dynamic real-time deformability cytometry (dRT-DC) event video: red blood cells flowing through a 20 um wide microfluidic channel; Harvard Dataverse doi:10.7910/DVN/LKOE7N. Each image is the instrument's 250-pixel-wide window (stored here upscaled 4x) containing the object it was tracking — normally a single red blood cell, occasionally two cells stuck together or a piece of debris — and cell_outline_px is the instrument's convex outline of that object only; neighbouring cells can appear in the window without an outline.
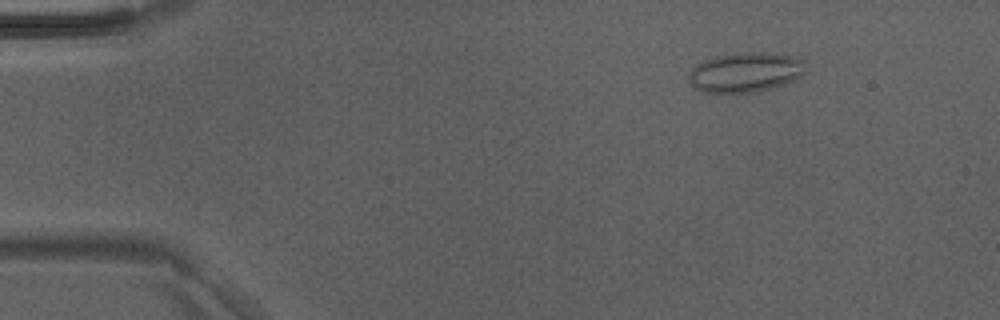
{"species": "Egyptian fruit bat (a non-hibernating species)", "species_latin": "Rousettus aegyptiacus", "temperature_condition": "room temperature", "stored_images_in_passage": 41, "camera_frame_rate_fps": 3000, "um_per_image_px": 0.085, "animal": {"sex": "male"}, "frame": {"image": 1, "passage_image": 1, "time_ms": 0.0, "image_size_px": [1000, 320], "cell_outline_px": [[804, 72], [800, 76], [792, 80], [772, 88], [752, 92], [700, 92], [688, 80], [688, 72], [696, 64], [704, 60], [716, 56], [752, 52], [764, 52], [792, 56], [804, 60]], "centroid_in_image_um": [63.32, 6.14], "position_along_channel_um": 21.7, "area_um2": 26.76}}
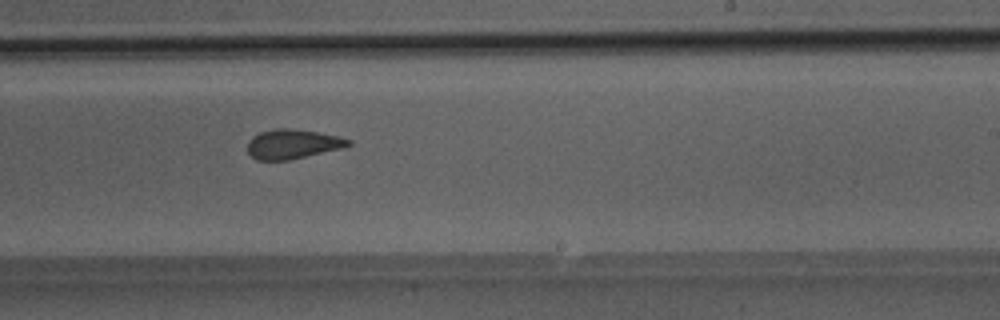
{"frame": {"image": 2, "passage_image": 24, "time_ms": 7.667, "image_size_px": [1000, 320], "cell_outline_px": [[352, 144], [344, 148], [288, 160], [256, 160], [248, 152], [248, 140], [252, 136], [260, 132], [276, 128], [288, 128], [316, 132], [336, 136], [352, 140]], "centroid_in_image_um": [24.87, 12.25], "position_along_channel_um": 264.1, "area_um2": 17.28}}
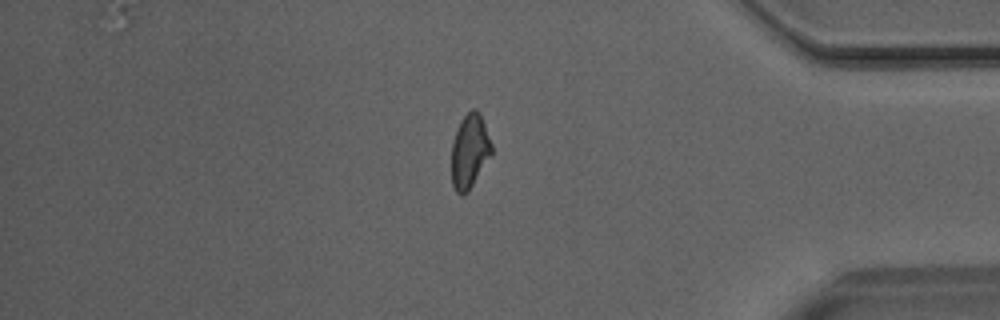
{"frame": {"image": 3, "passage_image": 35, "time_ms": 11.333, "image_size_px": [1000, 320], "cell_outline_px": [[492, 156], [468, 192], [456, 192], [452, 184], [452, 140], [460, 120], [472, 108], [476, 108], [480, 112], [492, 144]], "centroid_in_image_um": [39.94, 12.82], "position_along_channel_um": 395.3, "area_um2": 17.46}}